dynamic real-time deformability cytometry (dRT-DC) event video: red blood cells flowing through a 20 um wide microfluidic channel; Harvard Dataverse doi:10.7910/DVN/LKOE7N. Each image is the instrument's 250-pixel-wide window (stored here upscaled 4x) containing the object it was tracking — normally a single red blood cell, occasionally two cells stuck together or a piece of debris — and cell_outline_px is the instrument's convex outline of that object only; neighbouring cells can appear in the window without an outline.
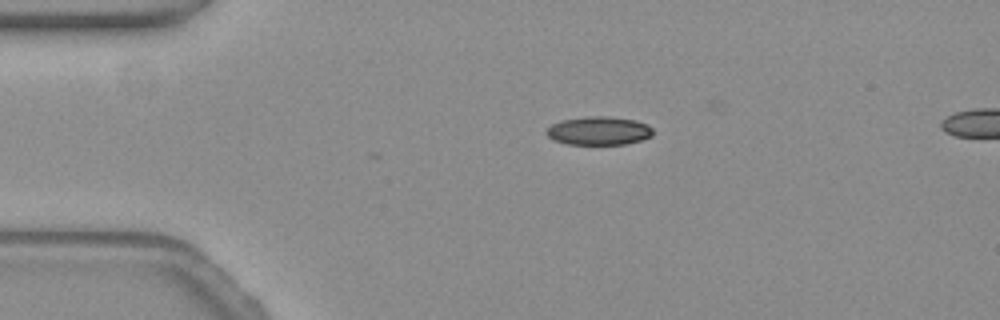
{"species": "common noctule bat (a hibernating species)", "species_latin": "Nyctalus noctula", "temperature_condition": "warm", "stored_images_in_passage": 44, "camera_frame_rate_fps": 3000, "um_per_image_px": 0.085, "animal": {"sex": "female", "body_mass_g": 19.3, "forearm_length_mm": 54.1}, "frame": {"image": 1, "passage_image": 1, "time_ms": 0.0, "image_size_px": [1000, 320], "cell_outline_px": [[652, 136], [640, 140], [624, 144], [568, 144], [556, 140], [548, 136], [548, 128], [552, 124], [564, 120], [588, 116], [608, 116], [636, 120], [648, 124], [652, 128]], "centroid_in_image_um": [50.95, 11.11], "position_along_channel_um": 34.0, "area_um2": 17.4}}
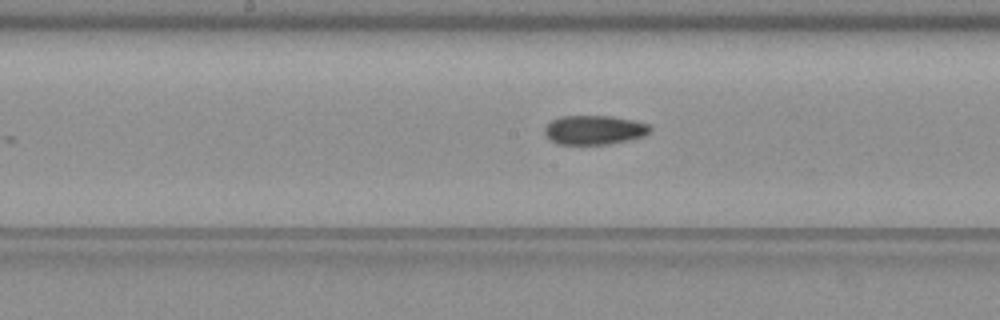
{"frame": {"image": 2, "passage_image": 17, "time_ms": 5.333, "image_size_px": [1000, 320], "cell_outline_px": [[652, 132], [644, 136], [628, 140], [608, 144], [560, 144], [552, 140], [544, 132], [544, 128], [552, 120], [560, 116], [612, 116], [636, 120], [648, 124], [652, 128]], "centroid_in_image_um": [50.57, 11.03], "position_along_channel_um": 197.6, "area_um2": 17.98}}
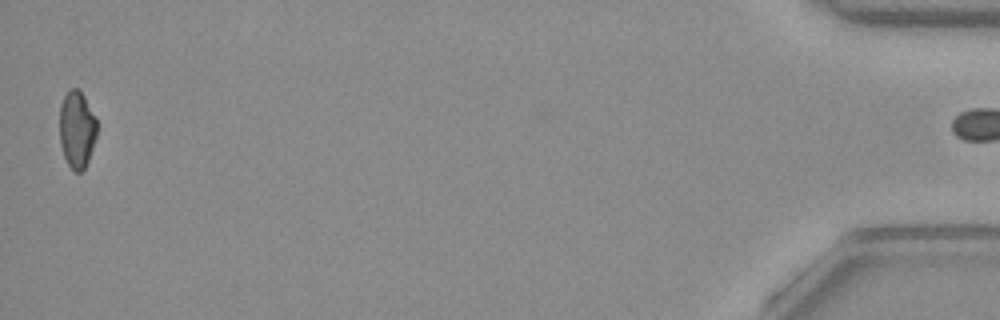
{"frame": {"image": 3, "passage_image": 43, "time_ms": 14.0, "image_size_px": [1000, 320], "cell_outline_px": [[96, 136], [88, 160], [84, 168], [80, 172], [76, 172], [68, 164], [64, 156], [60, 144], [60, 104], [64, 96], [72, 88], [76, 88], [84, 96], [96, 116]], "centroid_in_image_um": [6.53, 10.99], "position_along_channel_um": 428.7, "area_um2": 16.59}, "authors_computed_cell_mechanics": {"area_um2": 17.7446, "velocity_mm_per_s": 3.8237, "shape_relaxation_time_tau1_ms": null, "shape_relaxation_time_tau2_ms": 5.7313, "deformation_change_tau1": null, "deformation_change_tau2": 0.1195}}